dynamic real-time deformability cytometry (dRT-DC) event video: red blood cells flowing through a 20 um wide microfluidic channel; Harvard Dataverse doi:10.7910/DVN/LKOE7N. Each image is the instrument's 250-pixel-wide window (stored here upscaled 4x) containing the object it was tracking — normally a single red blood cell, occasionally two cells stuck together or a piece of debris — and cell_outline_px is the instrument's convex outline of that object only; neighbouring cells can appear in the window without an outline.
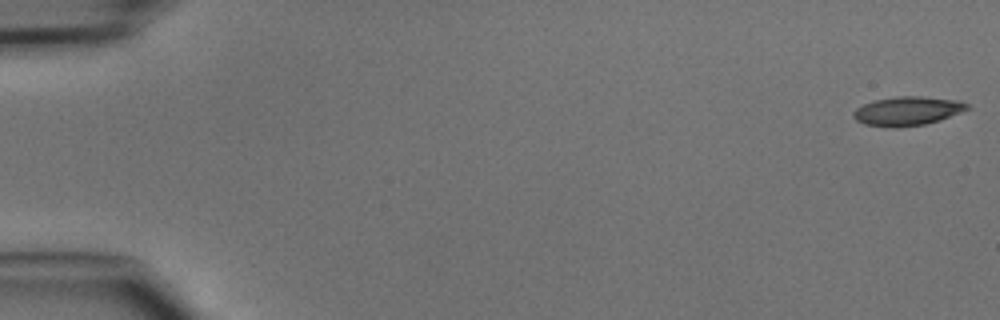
{"species": "common noctule bat (a hibernating species)", "species_latin": "Nyctalus noctula", "temperature_condition": "cold", "stored_images_in_passage": 47, "camera_frame_rate_fps": 3000, "um_per_image_px": 0.085, "animal": {"sex": "male", "body_mass_g": 15.6}, "frame": {"image": 1, "passage_image": 1, "time_ms": 0.0, "image_size_px": [1000, 320], "cell_outline_px": [[968, 108], [960, 112], [924, 124], [896, 128], [864, 124], [856, 120], [852, 116], [852, 112], [856, 108], [864, 104], [876, 100], [896, 96], [920, 96], [956, 100], [968, 104]], "centroid_in_image_um": [77.06, 9.43], "position_along_channel_um": 7.9, "area_um2": 18.84}}
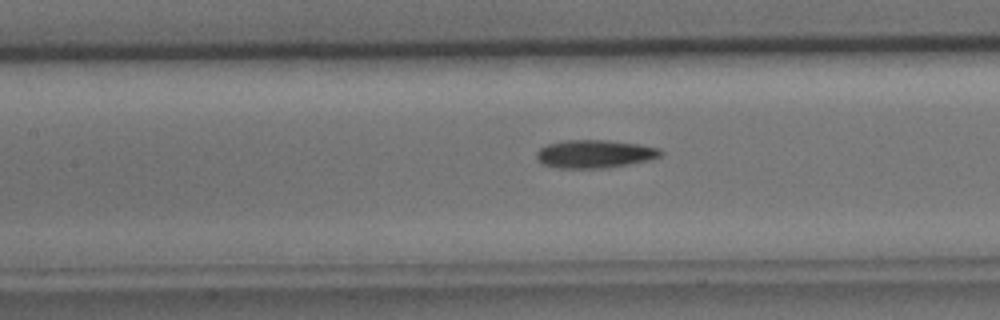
{"frame": {"image": 2, "passage_image": 22, "time_ms": 7.0, "image_size_px": [1000, 320], "cell_outline_px": [[664, 152], [660, 156], [652, 160], [628, 164], [600, 168], [560, 168], [540, 164], [536, 156], [536, 152], [540, 148], [548, 144], [564, 140], [608, 140], [640, 144], [660, 148]], "centroid_in_image_um": [50.56, 13.08], "position_along_channel_um": 156.8, "area_um2": 20.46}}
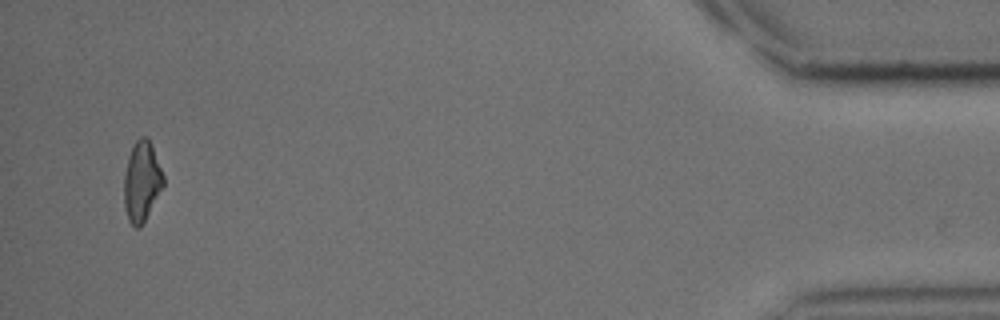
{"frame": {"image": 3, "passage_image": 46, "time_ms": 15.0, "image_size_px": [1000, 320], "cell_outline_px": [[164, 184], [140, 228], [136, 228], [128, 220], [124, 204], [124, 176], [128, 156], [132, 144], [140, 136], [148, 136], [152, 144], [164, 176]], "centroid_in_image_um": [12.04, 15.36], "position_along_channel_um": 423.2, "area_um2": 18.38}}